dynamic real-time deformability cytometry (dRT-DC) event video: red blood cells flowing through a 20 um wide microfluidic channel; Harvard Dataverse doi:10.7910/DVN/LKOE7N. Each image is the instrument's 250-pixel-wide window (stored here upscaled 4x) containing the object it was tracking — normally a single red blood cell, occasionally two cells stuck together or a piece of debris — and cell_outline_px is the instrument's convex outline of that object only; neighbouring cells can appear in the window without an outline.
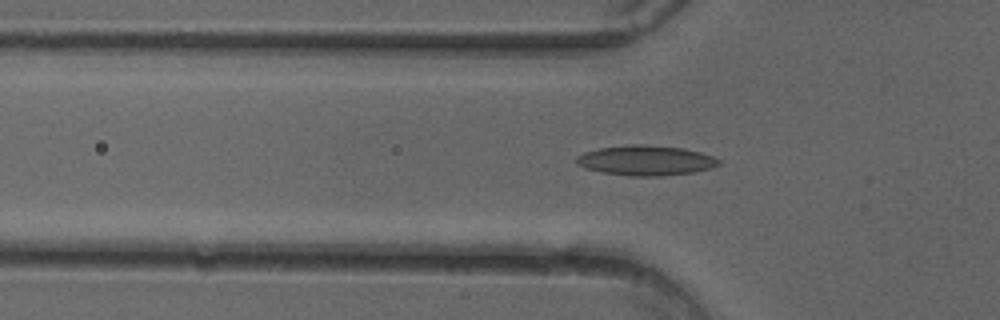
{"species": "common noctule bat (a hibernating species)", "species_latin": "Nyctalus noctula", "temperature_condition": "cold", "stored_images_in_passage": 46, "camera_frame_rate_fps": 3000, "um_per_image_px": 0.085, "animal": {"sex": "female"}, "frame": {"image": 1, "passage_image": 17, "time_ms": 5.333, "image_size_px": [1000, 320], "cell_outline_px": [[720, 164], [712, 168], [692, 172], [660, 176], [628, 176], [604, 172], [584, 168], [576, 164], [576, 156], [584, 152], [600, 148], [632, 144], [644, 144], [684, 148], [700, 152], [712, 156], [720, 160]], "centroid_in_image_um": [54.89, 13.63], "position_along_channel_um": 70.9, "area_um2": 24.91}}
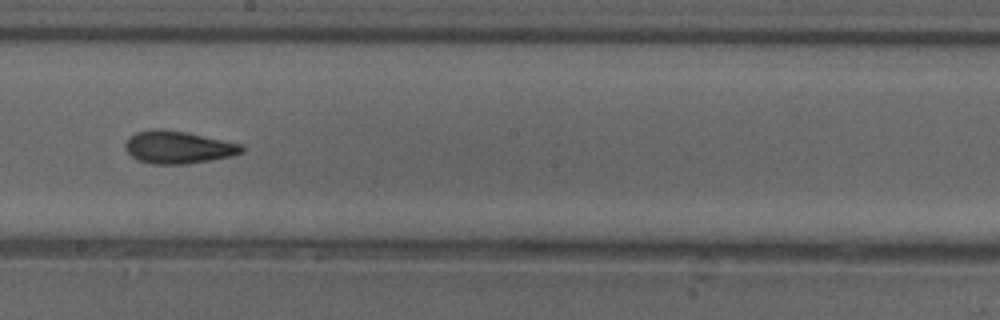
{"frame": {"image": 2, "passage_image": 29, "time_ms": 9.333, "image_size_px": [1000, 320], "cell_outline_px": [[244, 152], [232, 156], [184, 164], [152, 164], [140, 160], [132, 156], [124, 148], [124, 144], [128, 136], [136, 132], [152, 128], [160, 128], [188, 132], [244, 144]], "centroid_in_image_um": [15.14, 12.49], "position_along_channel_um": 233.1, "area_um2": 22.37}}
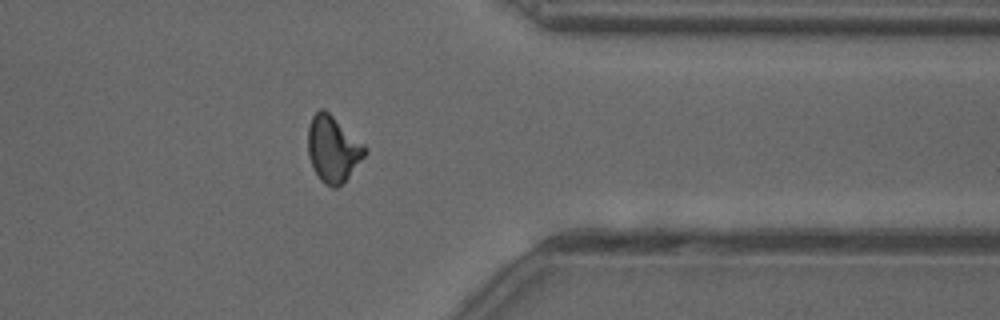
{"frame": {"image": 3, "passage_image": 41, "time_ms": 13.333, "image_size_px": [1000, 320], "cell_outline_px": [[368, 152], [348, 176], [336, 188], [332, 188], [324, 184], [320, 180], [308, 156], [308, 124], [312, 116], [320, 108], [324, 108], [364, 144], [368, 148]], "centroid_in_image_um": [28.29, 12.64], "position_along_channel_um": 383.1, "area_um2": 21.79}}